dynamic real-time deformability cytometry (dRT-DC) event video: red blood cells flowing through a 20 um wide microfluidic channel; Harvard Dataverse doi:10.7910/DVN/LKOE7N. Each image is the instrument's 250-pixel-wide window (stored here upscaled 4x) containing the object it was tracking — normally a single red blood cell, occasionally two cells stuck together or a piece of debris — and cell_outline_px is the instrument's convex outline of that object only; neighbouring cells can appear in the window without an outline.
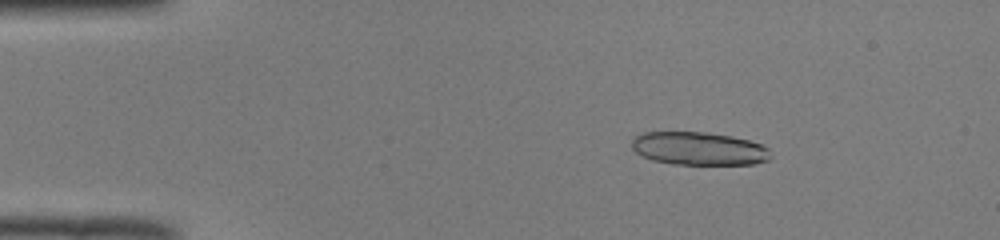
{"species": "common noctule bat (a hibernating species)", "species_latin": "Nyctalus noctula", "temperature_condition": "room temperature", "stored_images_in_passage": 50, "camera_frame_rate_fps": 3000, "um_per_image_px": 0.085, "animal": {"sex": "male", "body_mass_g": 19.0, "forearm_length_mm": 50.8}, "frame": {"image": 1, "passage_image": 8, "time_ms": 2.333, "image_size_px": [1000, 240], "cell_outline_px": [[772, 156], [768, 160], [756, 164], [672, 164], [652, 160], [636, 152], [632, 148], [632, 136], [644, 132], [708, 132], [732, 136], [748, 140], [760, 144], [768, 148]], "centroid_in_image_um": [59.4, 12.62], "position_along_channel_um": 25.6, "area_um2": 26.93}, "authors_computed_cell_mechanics": {"area_um2": 16.9643, "velocity_mm_per_s": 4.012, "shape_relaxation_time_tau1_ms": 6.0431, "shape_relaxation_time_tau2_ms": 1.4351, "deformation_change_tau1": 0.197, "deformation_change_tau2": 0.054}}